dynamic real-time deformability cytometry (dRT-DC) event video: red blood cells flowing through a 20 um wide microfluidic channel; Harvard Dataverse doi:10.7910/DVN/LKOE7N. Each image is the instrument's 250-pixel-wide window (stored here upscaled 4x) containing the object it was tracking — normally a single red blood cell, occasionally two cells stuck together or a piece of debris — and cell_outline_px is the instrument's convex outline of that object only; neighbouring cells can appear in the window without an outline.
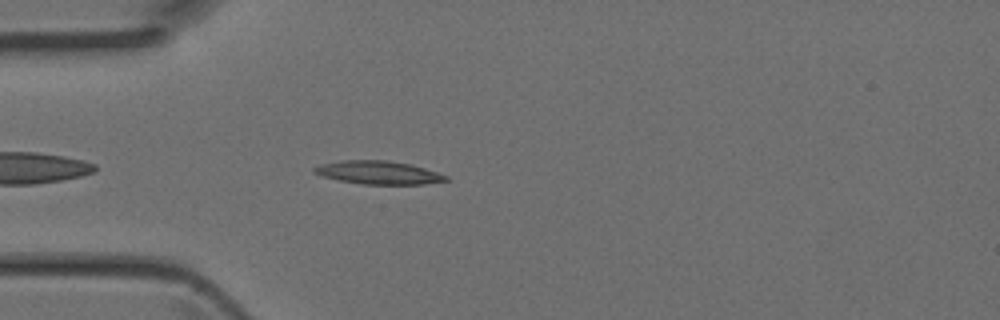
{"species": "Egyptian fruit bat (a non-hibernating species)", "species_latin": "Rousettus aegyptiacus", "temperature_condition": "room temperature", "stored_images_in_passage": 35, "camera_frame_rate_fps": 3000, "um_per_image_px": 0.085, "animal": {"sex": "female"}, "frame": {"image": 1, "passage_image": 3, "time_ms": 0.667, "image_size_px": [1000, 320], "cell_outline_px": [[448, 180], [424, 184], [364, 184], [336, 180], [312, 172], [312, 168], [320, 164], [340, 160], [388, 160], [412, 164], [448, 176]], "centroid_in_image_um": [32.13, 14.66], "position_along_channel_um": 52.9, "area_um2": 17.86}}
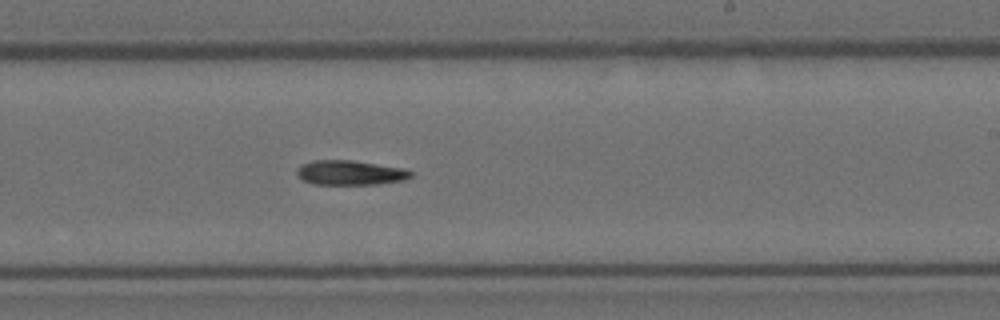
{"frame": {"image": 2, "passage_image": 17, "time_ms": 5.333, "image_size_px": [1000, 320], "cell_outline_px": [[412, 176], [404, 180], [376, 184], [312, 184], [304, 180], [296, 172], [300, 164], [312, 160], [352, 160], [404, 168], [412, 172]], "centroid_in_image_um": [29.76, 14.67], "position_along_channel_um": 259.2, "area_um2": 16.3}}
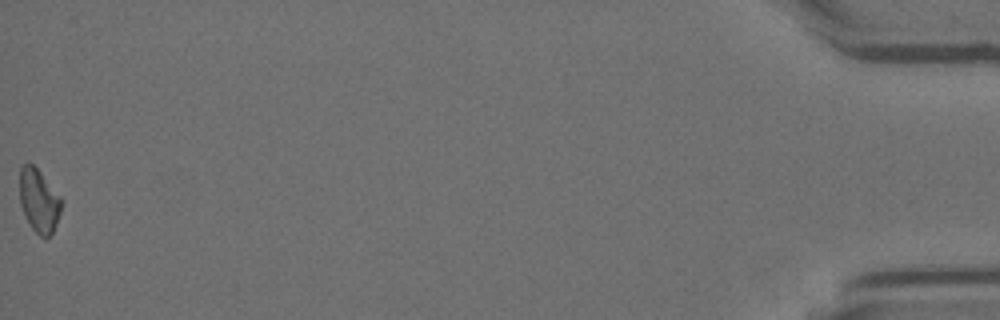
{"frame": {"image": 3, "passage_image": 35, "time_ms": 11.333, "image_size_px": [1000, 320], "cell_outline_px": [[60, 212], [56, 224], [52, 232], [44, 240], [32, 228], [20, 204], [20, 168], [24, 164], [32, 164], [40, 172], [60, 196]], "centroid_in_image_um": [3.3, 17.07], "position_along_channel_um": 431.9, "area_um2": 14.97}}